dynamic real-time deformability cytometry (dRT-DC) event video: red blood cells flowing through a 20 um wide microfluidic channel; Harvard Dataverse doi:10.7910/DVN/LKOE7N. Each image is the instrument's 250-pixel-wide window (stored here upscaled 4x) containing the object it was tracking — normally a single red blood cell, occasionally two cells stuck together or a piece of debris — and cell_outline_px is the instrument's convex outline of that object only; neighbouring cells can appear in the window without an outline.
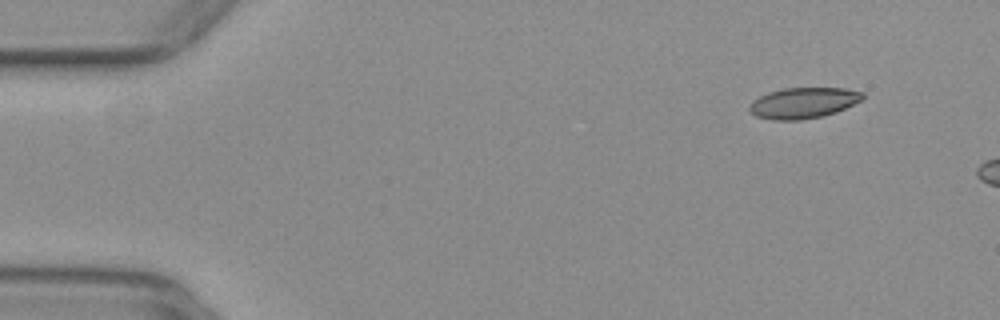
{"species": "common noctule bat (a hibernating species)", "species_latin": "Nyctalus noctula", "temperature_condition": "warm", "stored_images_in_passage": 6, "camera_frame_rate_fps": 3000, "um_per_image_px": 0.085, "animal": {"sex": "female", "body_mass_g": 29.2, "forearm_length_mm": 56.3}, "frame": {"image": 1, "passage_image": 1, "time_ms": 0.0, "image_size_px": [1000, 320], "cell_outline_px": [[864, 100], [836, 112], [820, 116], [800, 120], [772, 120], [756, 116], [748, 108], [752, 100], [768, 92], [784, 88], [844, 88], [864, 92]], "centroid_in_image_um": [68.3, 8.74], "position_along_channel_um": 16.7, "area_um2": 20.4}}